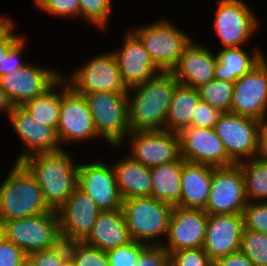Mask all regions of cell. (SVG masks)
Listing matches in <instances>:
<instances>
[{
    "label": "cell",
    "mask_w": 267,
    "mask_h": 266,
    "mask_svg": "<svg viewBox=\"0 0 267 266\" xmlns=\"http://www.w3.org/2000/svg\"><path fill=\"white\" fill-rule=\"evenodd\" d=\"M177 84L172 71H161L143 84L128 89L130 130H165L170 101Z\"/></svg>",
    "instance_id": "cell-1"
},
{
    "label": "cell",
    "mask_w": 267,
    "mask_h": 266,
    "mask_svg": "<svg viewBox=\"0 0 267 266\" xmlns=\"http://www.w3.org/2000/svg\"><path fill=\"white\" fill-rule=\"evenodd\" d=\"M69 151L36 153L21 163L38 182L46 203L55 211L68 200L77 187L78 162Z\"/></svg>",
    "instance_id": "cell-2"
},
{
    "label": "cell",
    "mask_w": 267,
    "mask_h": 266,
    "mask_svg": "<svg viewBox=\"0 0 267 266\" xmlns=\"http://www.w3.org/2000/svg\"><path fill=\"white\" fill-rule=\"evenodd\" d=\"M8 173L0 183L2 222L53 211L46 203L35 177L21 162H14Z\"/></svg>",
    "instance_id": "cell-3"
},
{
    "label": "cell",
    "mask_w": 267,
    "mask_h": 266,
    "mask_svg": "<svg viewBox=\"0 0 267 266\" xmlns=\"http://www.w3.org/2000/svg\"><path fill=\"white\" fill-rule=\"evenodd\" d=\"M173 208L168 203L146 196L123 200L121 209L133 241L147 246H161Z\"/></svg>",
    "instance_id": "cell-4"
},
{
    "label": "cell",
    "mask_w": 267,
    "mask_h": 266,
    "mask_svg": "<svg viewBox=\"0 0 267 266\" xmlns=\"http://www.w3.org/2000/svg\"><path fill=\"white\" fill-rule=\"evenodd\" d=\"M131 30L142 41L154 64L161 71H172L184 48L192 40L191 35L166 18L133 27Z\"/></svg>",
    "instance_id": "cell-5"
},
{
    "label": "cell",
    "mask_w": 267,
    "mask_h": 266,
    "mask_svg": "<svg viewBox=\"0 0 267 266\" xmlns=\"http://www.w3.org/2000/svg\"><path fill=\"white\" fill-rule=\"evenodd\" d=\"M101 140L113 148L123 146L131 131L128 124L127 93L95 92L84 94Z\"/></svg>",
    "instance_id": "cell-6"
},
{
    "label": "cell",
    "mask_w": 267,
    "mask_h": 266,
    "mask_svg": "<svg viewBox=\"0 0 267 266\" xmlns=\"http://www.w3.org/2000/svg\"><path fill=\"white\" fill-rule=\"evenodd\" d=\"M4 237L27 256L32 252L50 249L61 241L58 212L43 213L3 222Z\"/></svg>",
    "instance_id": "cell-7"
},
{
    "label": "cell",
    "mask_w": 267,
    "mask_h": 266,
    "mask_svg": "<svg viewBox=\"0 0 267 266\" xmlns=\"http://www.w3.org/2000/svg\"><path fill=\"white\" fill-rule=\"evenodd\" d=\"M73 69L69 76L62 73L68 85L78 94L95 92L128 93L113 52L105 51ZM65 75V76H64Z\"/></svg>",
    "instance_id": "cell-8"
},
{
    "label": "cell",
    "mask_w": 267,
    "mask_h": 266,
    "mask_svg": "<svg viewBox=\"0 0 267 266\" xmlns=\"http://www.w3.org/2000/svg\"><path fill=\"white\" fill-rule=\"evenodd\" d=\"M56 132L61 147H66L69 143L79 144L85 141L87 143L88 140L100 139L84 95L74 91L63 77H61V109Z\"/></svg>",
    "instance_id": "cell-9"
},
{
    "label": "cell",
    "mask_w": 267,
    "mask_h": 266,
    "mask_svg": "<svg viewBox=\"0 0 267 266\" xmlns=\"http://www.w3.org/2000/svg\"><path fill=\"white\" fill-rule=\"evenodd\" d=\"M214 31L224 48L244 47L254 37L258 17L243 0H217Z\"/></svg>",
    "instance_id": "cell-10"
},
{
    "label": "cell",
    "mask_w": 267,
    "mask_h": 266,
    "mask_svg": "<svg viewBox=\"0 0 267 266\" xmlns=\"http://www.w3.org/2000/svg\"><path fill=\"white\" fill-rule=\"evenodd\" d=\"M262 122L232 112H223L215 125L227 156L238 164L257 157Z\"/></svg>",
    "instance_id": "cell-11"
},
{
    "label": "cell",
    "mask_w": 267,
    "mask_h": 266,
    "mask_svg": "<svg viewBox=\"0 0 267 266\" xmlns=\"http://www.w3.org/2000/svg\"><path fill=\"white\" fill-rule=\"evenodd\" d=\"M248 199L244 175L238 164L212 167V183L204 211L209 214H242Z\"/></svg>",
    "instance_id": "cell-12"
},
{
    "label": "cell",
    "mask_w": 267,
    "mask_h": 266,
    "mask_svg": "<svg viewBox=\"0 0 267 266\" xmlns=\"http://www.w3.org/2000/svg\"><path fill=\"white\" fill-rule=\"evenodd\" d=\"M129 142V154L144 166L171 163L180 157L179 133L168 130L130 131L125 139Z\"/></svg>",
    "instance_id": "cell-13"
},
{
    "label": "cell",
    "mask_w": 267,
    "mask_h": 266,
    "mask_svg": "<svg viewBox=\"0 0 267 266\" xmlns=\"http://www.w3.org/2000/svg\"><path fill=\"white\" fill-rule=\"evenodd\" d=\"M231 112L256 119L267 120V58L234 82Z\"/></svg>",
    "instance_id": "cell-14"
},
{
    "label": "cell",
    "mask_w": 267,
    "mask_h": 266,
    "mask_svg": "<svg viewBox=\"0 0 267 266\" xmlns=\"http://www.w3.org/2000/svg\"><path fill=\"white\" fill-rule=\"evenodd\" d=\"M94 161L79 163L77 187L85 192L101 211L121 209L123 199L112 165L103 160Z\"/></svg>",
    "instance_id": "cell-15"
},
{
    "label": "cell",
    "mask_w": 267,
    "mask_h": 266,
    "mask_svg": "<svg viewBox=\"0 0 267 266\" xmlns=\"http://www.w3.org/2000/svg\"><path fill=\"white\" fill-rule=\"evenodd\" d=\"M62 77L61 71L28 63L16 72L0 77V85L14 106L44 94Z\"/></svg>",
    "instance_id": "cell-16"
},
{
    "label": "cell",
    "mask_w": 267,
    "mask_h": 266,
    "mask_svg": "<svg viewBox=\"0 0 267 266\" xmlns=\"http://www.w3.org/2000/svg\"><path fill=\"white\" fill-rule=\"evenodd\" d=\"M57 212L61 239L69 243L83 242L88 237L101 210L85 192L76 187Z\"/></svg>",
    "instance_id": "cell-17"
},
{
    "label": "cell",
    "mask_w": 267,
    "mask_h": 266,
    "mask_svg": "<svg viewBox=\"0 0 267 266\" xmlns=\"http://www.w3.org/2000/svg\"><path fill=\"white\" fill-rule=\"evenodd\" d=\"M180 156L186 162L212 167H227L235 164L224 149L222 140L214 128L188 126L180 133Z\"/></svg>",
    "instance_id": "cell-18"
},
{
    "label": "cell",
    "mask_w": 267,
    "mask_h": 266,
    "mask_svg": "<svg viewBox=\"0 0 267 266\" xmlns=\"http://www.w3.org/2000/svg\"><path fill=\"white\" fill-rule=\"evenodd\" d=\"M208 214L203 209L174 206L162 246L172 253L181 249L202 248Z\"/></svg>",
    "instance_id": "cell-19"
},
{
    "label": "cell",
    "mask_w": 267,
    "mask_h": 266,
    "mask_svg": "<svg viewBox=\"0 0 267 266\" xmlns=\"http://www.w3.org/2000/svg\"><path fill=\"white\" fill-rule=\"evenodd\" d=\"M23 144L15 162L36 153L55 152L63 149L56 130L35 121L21 106H14L7 117Z\"/></svg>",
    "instance_id": "cell-20"
},
{
    "label": "cell",
    "mask_w": 267,
    "mask_h": 266,
    "mask_svg": "<svg viewBox=\"0 0 267 266\" xmlns=\"http://www.w3.org/2000/svg\"><path fill=\"white\" fill-rule=\"evenodd\" d=\"M128 31V32H127ZM122 47L111 50L117 61L121 78L127 89L143 84L161 70L154 64L139 37L126 30Z\"/></svg>",
    "instance_id": "cell-21"
},
{
    "label": "cell",
    "mask_w": 267,
    "mask_h": 266,
    "mask_svg": "<svg viewBox=\"0 0 267 266\" xmlns=\"http://www.w3.org/2000/svg\"><path fill=\"white\" fill-rule=\"evenodd\" d=\"M243 229L242 214H209L202 248L212 261L238 252Z\"/></svg>",
    "instance_id": "cell-22"
},
{
    "label": "cell",
    "mask_w": 267,
    "mask_h": 266,
    "mask_svg": "<svg viewBox=\"0 0 267 266\" xmlns=\"http://www.w3.org/2000/svg\"><path fill=\"white\" fill-rule=\"evenodd\" d=\"M217 53L193 40L184 48L172 73L179 84L198 88L215 79Z\"/></svg>",
    "instance_id": "cell-23"
},
{
    "label": "cell",
    "mask_w": 267,
    "mask_h": 266,
    "mask_svg": "<svg viewBox=\"0 0 267 266\" xmlns=\"http://www.w3.org/2000/svg\"><path fill=\"white\" fill-rule=\"evenodd\" d=\"M132 241L123 211L116 209L101 211L91 233L83 242L106 252Z\"/></svg>",
    "instance_id": "cell-24"
},
{
    "label": "cell",
    "mask_w": 267,
    "mask_h": 266,
    "mask_svg": "<svg viewBox=\"0 0 267 266\" xmlns=\"http://www.w3.org/2000/svg\"><path fill=\"white\" fill-rule=\"evenodd\" d=\"M212 183V166L185 162L181 171L179 207L205 209Z\"/></svg>",
    "instance_id": "cell-25"
},
{
    "label": "cell",
    "mask_w": 267,
    "mask_h": 266,
    "mask_svg": "<svg viewBox=\"0 0 267 266\" xmlns=\"http://www.w3.org/2000/svg\"><path fill=\"white\" fill-rule=\"evenodd\" d=\"M111 163L123 200L133 197L151 196L152 179L150 168L144 166L129 154Z\"/></svg>",
    "instance_id": "cell-26"
},
{
    "label": "cell",
    "mask_w": 267,
    "mask_h": 266,
    "mask_svg": "<svg viewBox=\"0 0 267 266\" xmlns=\"http://www.w3.org/2000/svg\"><path fill=\"white\" fill-rule=\"evenodd\" d=\"M261 50L256 46L249 54L244 47L220 48L217 52L215 79L235 82L266 56Z\"/></svg>",
    "instance_id": "cell-27"
},
{
    "label": "cell",
    "mask_w": 267,
    "mask_h": 266,
    "mask_svg": "<svg viewBox=\"0 0 267 266\" xmlns=\"http://www.w3.org/2000/svg\"><path fill=\"white\" fill-rule=\"evenodd\" d=\"M186 162L181 156L168 164L150 168L151 197L172 206H179L181 197V171Z\"/></svg>",
    "instance_id": "cell-28"
},
{
    "label": "cell",
    "mask_w": 267,
    "mask_h": 266,
    "mask_svg": "<svg viewBox=\"0 0 267 266\" xmlns=\"http://www.w3.org/2000/svg\"><path fill=\"white\" fill-rule=\"evenodd\" d=\"M200 100L197 88L178 83L170 101L165 130L180 133L184 128L191 126Z\"/></svg>",
    "instance_id": "cell-29"
},
{
    "label": "cell",
    "mask_w": 267,
    "mask_h": 266,
    "mask_svg": "<svg viewBox=\"0 0 267 266\" xmlns=\"http://www.w3.org/2000/svg\"><path fill=\"white\" fill-rule=\"evenodd\" d=\"M21 107L41 125L57 130L61 109V78L44 94L25 102Z\"/></svg>",
    "instance_id": "cell-30"
},
{
    "label": "cell",
    "mask_w": 267,
    "mask_h": 266,
    "mask_svg": "<svg viewBox=\"0 0 267 266\" xmlns=\"http://www.w3.org/2000/svg\"><path fill=\"white\" fill-rule=\"evenodd\" d=\"M248 201L267 202V160L254 157L238 163Z\"/></svg>",
    "instance_id": "cell-31"
},
{
    "label": "cell",
    "mask_w": 267,
    "mask_h": 266,
    "mask_svg": "<svg viewBox=\"0 0 267 266\" xmlns=\"http://www.w3.org/2000/svg\"><path fill=\"white\" fill-rule=\"evenodd\" d=\"M201 101L222 112H231L234 82L211 80L197 88Z\"/></svg>",
    "instance_id": "cell-32"
},
{
    "label": "cell",
    "mask_w": 267,
    "mask_h": 266,
    "mask_svg": "<svg viewBox=\"0 0 267 266\" xmlns=\"http://www.w3.org/2000/svg\"><path fill=\"white\" fill-rule=\"evenodd\" d=\"M240 252L255 266H267V235L243 229Z\"/></svg>",
    "instance_id": "cell-33"
},
{
    "label": "cell",
    "mask_w": 267,
    "mask_h": 266,
    "mask_svg": "<svg viewBox=\"0 0 267 266\" xmlns=\"http://www.w3.org/2000/svg\"><path fill=\"white\" fill-rule=\"evenodd\" d=\"M112 0H79V18H84L92 26L107 30L112 12Z\"/></svg>",
    "instance_id": "cell-34"
},
{
    "label": "cell",
    "mask_w": 267,
    "mask_h": 266,
    "mask_svg": "<svg viewBox=\"0 0 267 266\" xmlns=\"http://www.w3.org/2000/svg\"><path fill=\"white\" fill-rule=\"evenodd\" d=\"M67 248L75 266H109L105 251L84 242H69Z\"/></svg>",
    "instance_id": "cell-35"
},
{
    "label": "cell",
    "mask_w": 267,
    "mask_h": 266,
    "mask_svg": "<svg viewBox=\"0 0 267 266\" xmlns=\"http://www.w3.org/2000/svg\"><path fill=\"white\" fill-rule=\"evenodd\" d=\"M244 229L267 235V202L248 201L242 211Z\"/></svg>",
    "instance_id": "cell-36"
},
{
    "label": "cell",
    "mask_w": 267,
    "mask_h": 266,
    "mask_svg": "<svg viewBox=\"0 0 267 266\" xmlns=\"http://www.w3.org/2000/svg\"><path fill=\"white\" fill-rule=\"evenodd\" d=\"M146 246L132 241L130 244L106 251L109 266H136L137 258Z\"/></svg>",
    "instance_id": "cell-37"
},
{
    "label": "cell",
    "mask_w": 267,
    "mask_h": 266,
    "mask_svg": "<svg viewBox=\"0 0 267 266\" xmlns=\"http://www.w3.org/2000/svg\"><path fill=\"white\" fill-rule=\"evenodd\" d=\"M170 266H213L203 248L181 249L169 254Z\"/></svg>",
    "instance_id": "cell-38"
},
{
    "label": "cell",
    "mask_w": 267,
    "mask_h": 266,
    "mask_svg": "<svg viewBox=\"0 0 267 266\" xmlns=\"http://www.w3.org/2000/svg\"><path fill=\"white\" fill-rule=\"evenodd\" d=\"M41 11L58 17L79 18V0H33Z\"/></svg>",
    "instance_id": "cell-39"
},
{
    "label": "cell",
    "mask_w": 267,
    "mask_h": 266,
    "mask_svg": "<svg viewBox=\"0 0 267 266\" xmlns=\"http://www.w3.org/2000/svg\"><path fill=\"white\" fill-rule=\"evenodd\" d=\"M68 256L67 243L63 240L53 248L35 251L29 255L36 266H61Z\"/></svg>",
    "instance_id": "cell-40"
},
{
    "label": "cell",
    "mask_w": 267,
    "mask_h": 266,
    "mask_svg": "<svg viewBox=\"0 0 267 266\" xmlns=\"http://www.w3.org/2000/svg\"><path fill=\"white\" fill-rule=\"evenodd\" d=\"M26 43V38L23 35L4 55L0 61V77L16 72L28 63L20 60L23 57L22 53L24 52Z\"/></svg>",
    "instance_id": "cell-41"
},
{
    "label": "cell",
    "mask_w": 267,
    "mask_h": 266,
    "mask_svg": "<svg viewBox=\"0 0 267 266\" xmlns=\"http://www.w3.org/2000/svg\"><path fill=\"white\" fill-rule=\"evenodd\" d=\"M222 113L219 109L200 100L196 107L195 116L192 118L191 126L205 129L215 128Z\"/></svg>",
    "instance_id": "cell-42"
},
{
    "label": "cell",
    "mask_w": 267,
    "mask_h": 266,
    "mask_svg": "<svg viewBox=\"0 0 267 266\" xmlns=\"http://www.w3.org/2000/svg\"><path fill=\"white\" fill-rule=\"evenodd\" d=\"M136 266H170L169 253L161 246H146L137 258Z\"/></svg>",
    "instance_id": "cell-43"
},
{
    "label": "cell",
    "mask_w": 267,
    "mask_h": 266,
    "mask_svg": "<svg viewBox=\"0 0 267 266\" xmlns=\"http://www.w3.org/2000/svg\"><path fill=\"white\" fill-rule=\"evenodd\" d=\"M26 257L19 247L5 237L0 240V266H20Z\"/></svg>",
    "instance_id": "cell-44"
},
{
    "label": "cell",
    "mask_w": 267,
    "mask_h": 266,
    "mask_svg": "<svg viewBox=\"0 0 267 266\" xmlns=\"http://www.w3.org/2000/svg\"><path fill=\"white\" fill-rule=\"evenodd\" d=\"M15 21L11 19L0 29V61L8 50L22 37L15 32Z\"/></svg>",
    "instance_id": "cell-45"
},
{
    "label": "cell",
    "mask_w": 267,
    "mask_h": 266,
    "mask_svg": "<svg viewBox=\"0 0 267 266\" xmlns=\"http://www.w3.org/2000/svg\"><path fill=\"white\" fill-rule=\"evenodd\" d=\"M213 266H255L240 251L218 258L213 261Z\"/></svg>",
    "instance_id": "cell-46"
},
{
    "label": "cell",
    "mask_w": 267,
    "mask_h": 266,
    "mask_svg": "<svg viewBox=\"0 0 267 266\" xmlns=\"http://www.w3.org/2000/svg\"><path fill=\"white\" fill-rule=\"evenodd\" d=\"M257 157L267 160V120L263 121L260 126Z\"/></svg>",
    "instance_id": "cell-47"
},
{
    "label": "cell",
    "mask_w": 267,
    "mask_h": 266,
    "mask_svg": "<svg viewBox=\"0 0 267 266\" xmlns=\"http://www.w3.org/2000/svg\"><path fill=\"white\" fill-rule=\"evenodd\" d=\"M14 105L9 99L6 91L0 85V113H5L9 116V113L13 110Z\"/></svg>",
    "instance_id": "cell-48"
},
{
    "label": "cell",
    "mask_w": 267,
    "mask_h": 266,
    "mask_svg": "<svg viewBox=\"0 0 267 266\" xmlns=\"http://www.w3.org/2000/svg\"><path fill=\"white\" fill-rule=\"evenodd\" d=\"M20 266H36L35 263L31 260V258L29 256H27L22 263L20 264Z\"/></svg>",
    "instance_id": "cell-49"
},
{
    "label": "cell",
    "mask_w": 267,
    "mask_h": 266,
    "mask_svg": "<svg viewBox=\"0 0 267 266\" xmlns=\"http://www.w3.org/2000/svg\"><path fill=\"white\" fill-rule=\"evenodd\" d=\"M61 266H75L73 259L70 255L62 262Z\"/></svg>",
    "instance_id": "cell-50"
},
{
    "label": "cell",
    "mask_w": 267,
    "mask_h": 266,
    "mask_svg": "<svg viewBox=\"0 0 267 266\" xmlns=\"http://www.w3.org/2000/svg\"><path fill=\"white\" fill-rule=\"evenodd\" d=\"M9 16H0V29L10 20Z\"/></svg>",
    "instance_id": "cell-51"
},
{
    "label": "cell",
    "mask_w": 267,
    "mask_h": 266,
    "mask_svg": "<svg viewBox=\"0 0 267 266\" xmlns=\"http://www.w3.org/2000/svg\"><path fill=\"white\" fill-rule=\"evenodd\" d=\"M4 237V226L3 222L0 220V240Z\"/></svg>",
    "instance_id": "cell-52"
}]
</instances>
